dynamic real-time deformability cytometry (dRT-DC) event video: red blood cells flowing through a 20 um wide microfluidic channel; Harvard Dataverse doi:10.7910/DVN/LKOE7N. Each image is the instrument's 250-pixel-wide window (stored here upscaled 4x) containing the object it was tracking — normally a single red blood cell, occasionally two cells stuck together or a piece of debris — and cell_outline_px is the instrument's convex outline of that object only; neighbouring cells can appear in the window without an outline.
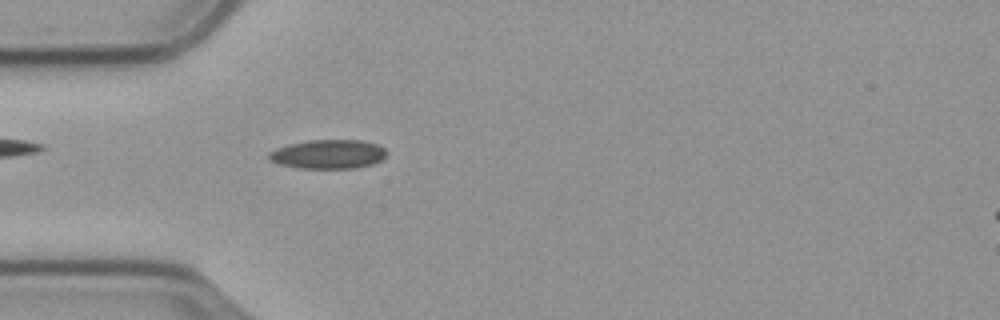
{"species": "common noctule bat (a hibernating species)", "species_latin": "Nyctalus noctula", "temperature_condition": "cold", "stored_images_in_passage": 56, "camera_frame_rate_fps": 3000, "um_per_image_px": 0.085, "animal": {"sex": "male", "body_mass_g": 23.1, "forearm_length_mm": 52.7}, "frame": {"image": 1, "passage_image": 15, "time_ms": 4.667, "image_size_px": [1000, 320], "cell_outline_px": [[388, 152], [380, 160], [372, 164], [356, 168], [300, 168], [280, 164], [268, 160], [268, 152], [276, 148], [288, 144], [308, 140], [360, 140], [376, 144], [384, 148]], "centroid_in_image_um": [27.87, 13.1], "position_along_channel_um": 57.1, "area_um2": 19.94}}
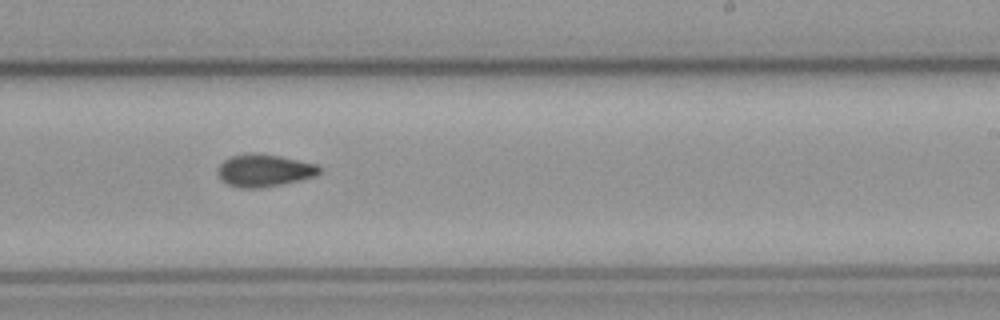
{"frame": {"image": 2, "passage_image": 33, "time_ms": 10.667, "image_size_px": [1000, 320], "cell_outline_px": [[320, 172], [316, 176], [280, 184], [256, 188], [240, 188], [228, 184], [220, 176], [220, 164], [224, 160], [232, 156], [280, 156], [316, 164], [320, 168]], "centroid_in_image_um": [22.51, 14.53], "position_along_channel_um": 266.5, "area_um2": 18.03}}
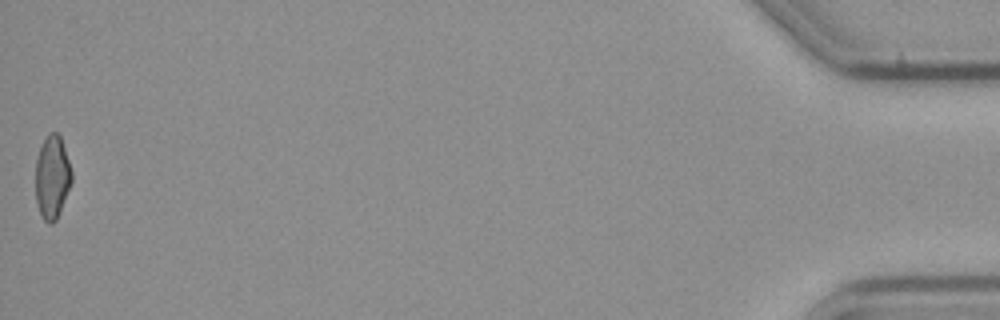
{"frame": {"image": 3, "passage_image": 56, "time_ms": 18.333, "image_size_px": [1000, 320], "cell_outline_px": [[72, 180], [56, 220], [52, 224], [48, 224], [44, 220], [40, 212], [36, 200], [36, 160], [40, 148], [48, 132], [56, 132], [60, 136], [72, 172]], "centroid_in_image_um": [4.43, 15.06], "position_along_channel_um": 430.8, "area_um2": 17.22}, "authors_computed_cell_mechanics": {"area_um2": 18.5538, "velocity_mm_per_s": 3.5329, "shape_relaxation_time_tau1_ms": null, "shape_relaxation_time_tau2_ms": 8.14, "deformation_change_tau1": null, "deformation_change_tau2": 0.124}}